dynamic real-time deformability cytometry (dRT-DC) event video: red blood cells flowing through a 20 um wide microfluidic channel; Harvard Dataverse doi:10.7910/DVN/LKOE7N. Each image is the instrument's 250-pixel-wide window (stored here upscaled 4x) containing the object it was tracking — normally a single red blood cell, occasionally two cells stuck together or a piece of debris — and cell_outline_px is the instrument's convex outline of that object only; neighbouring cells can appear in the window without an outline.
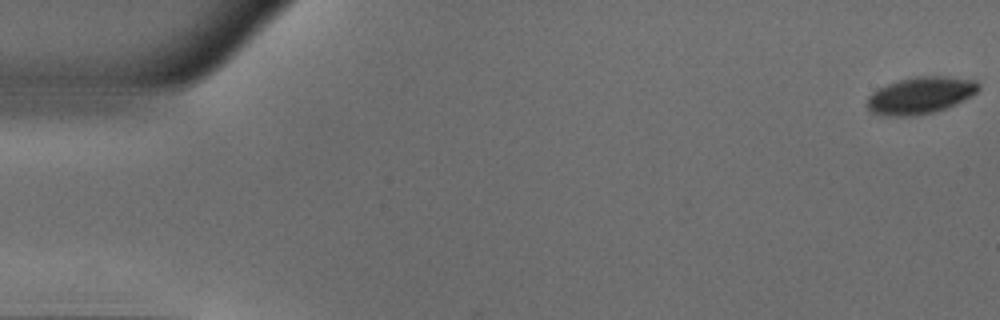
{"species": "common noctule bat (a hibernating species)", "species_latin": "Nyctalus noctula", "temperature_condition": "warm", "stored_images_in_passage": 5, "camera_frame_rate_fps": 3000, "um_per_image_px": 0.085, "animal": {"sex": "male", "body_mass_g": 18.8}, "frame": {"image": 1, "passage_image": 1, "time_ms": 0.0, "image_size_px": [1000, 320], "cell_outline_px": [[980, 88], [976, 92], [956, 104], [936, 112], [916, 116], [884, 116], [872, 112], [868, 108], [868, 96], [872, 92], [888, 84], [900, 80], [916, 76], [948, 76], [976, 80], [980, 84]], "centroid_in_image_um": [78.26, 8.11], "position_along_channel_um": 6.7, "area_um2": 23.99}}